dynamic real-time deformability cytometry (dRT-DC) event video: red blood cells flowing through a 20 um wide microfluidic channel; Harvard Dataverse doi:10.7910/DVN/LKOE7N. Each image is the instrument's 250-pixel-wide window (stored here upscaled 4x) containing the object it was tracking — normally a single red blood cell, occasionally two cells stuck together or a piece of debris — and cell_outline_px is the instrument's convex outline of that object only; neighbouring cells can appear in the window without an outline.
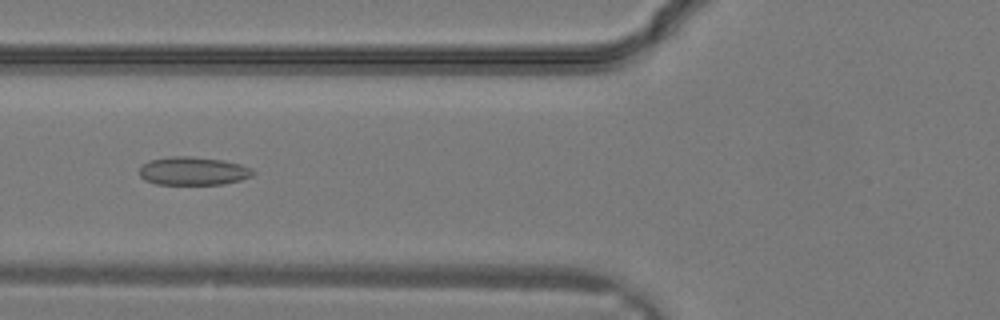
{"species": "common noctule bat (a hibernating species)", "species_latin": "Nyctalus noctula", "temperature_condition": "warm", "stored_images_in_passage": 32, "camera_frame_rate_fps": 3000, "um_per_image_px": 0.085, "animal": {"sex": "male", "body_mass_g": 19.2, "forearm_length_mm": 51.8}, "frame": {"image": 1, "passage_image": 13, "time_ms": 4.0, "image_size_px": [1000, 320], "cell_outline_px": [[256, 172], [252, 176], [240, 180], [224, 184], [156, 184], [144, 180], [140, 176], [140, 168], [148, 160], [172, 156], [192, 156], [224, 160], [240, 164], [252, 168]], "centroid_in_image_um": [16.43, 14.53], "position_along_channel_um": 109.4, "area_um2": 18.84}}
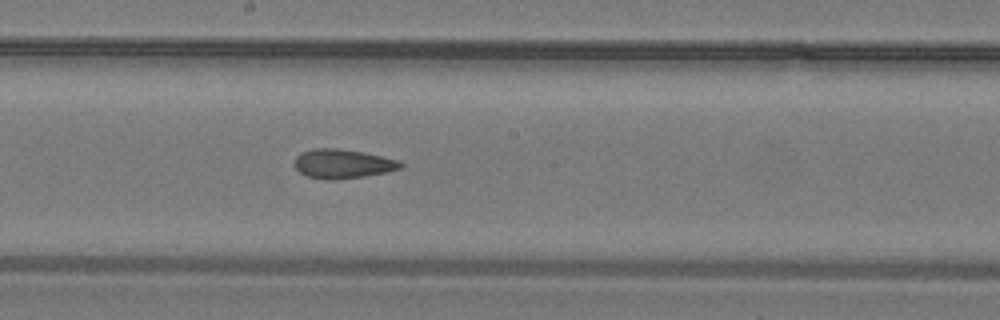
{"frame": {"image": 2, "passage_image": 18, "time_ms": 5.667, "image_size_px": [1000, 320], "cell_outline_px": [[404, 164], [400, 168], [384, 172], [364, 176], [336, 180], [308, 176], [300, 172], [296, 168], [296, 156], [300, 152], [312, 148], [336, 148], [364, 152], [400, 160]], "centroid_in_image_um": [29.14, 13.9], "position_along_channel_um": 219.1, "area_um2": 17.86}}
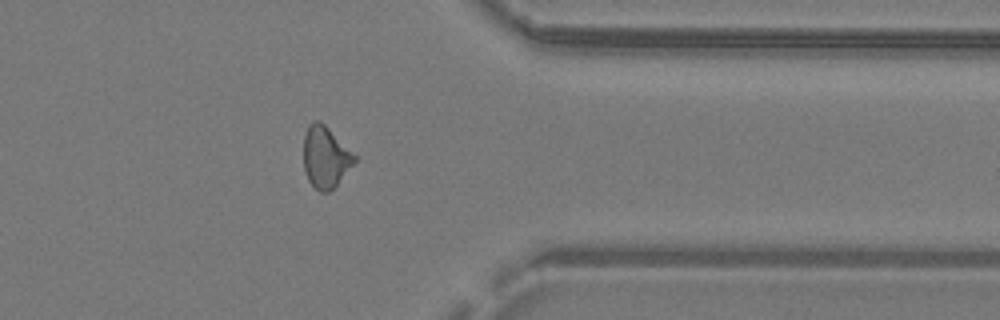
{"frame": {"image": 3, "passage_image": 26, "time_ms": 8.333, "image_size_px": [1000, 320], "cell_outline_px": [[356, 160], [336, 184], [328, 192], [320, 192], [308, 180], [304, 168], [304, 136], [308, 124], [312, 120], [320, 120], [356, 156]], "centroid_in_image_um": [27.63, 13.32], "position_along_channel_um": 383.8, "area_um2": 17.86}}